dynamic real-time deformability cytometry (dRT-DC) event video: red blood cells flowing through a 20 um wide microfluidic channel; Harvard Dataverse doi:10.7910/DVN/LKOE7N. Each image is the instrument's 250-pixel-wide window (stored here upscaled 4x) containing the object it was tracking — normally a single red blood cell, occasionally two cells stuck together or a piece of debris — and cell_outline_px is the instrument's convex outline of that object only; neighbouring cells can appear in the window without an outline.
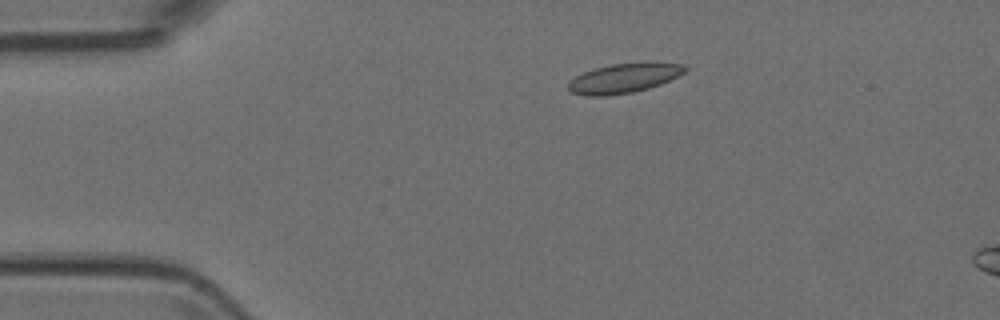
{"species": "Egyptian fruit bat (a non-hibernating species)", "species_latin": "Rousettus aegyptiacus", "temperature_condition": "room temperature", "stored_images_in_passage": 5, "camera_frame_rate_fps": 3000, "um_per_image_px": 0.085, "animal": {"sex": "female"}, "frame": {"image": 1, "passage_image": 3, "time_ms": 0.667, "image_size_px": [1000, 320], "cell_outline_px": [[688, 68], [684, 72], [660, 84], [648, 88], [632, 92], [604, 96], [588, 96], [572, 92], [568, 88], [568, 84], [576, 76], [584, 72], [596, 68], [612, 64], [644, 60], [684, 64]], "centroid_in_image_um": [53.08, 6.6], "position_along_channel_um": 31.9, "area_um2": 20.23}}